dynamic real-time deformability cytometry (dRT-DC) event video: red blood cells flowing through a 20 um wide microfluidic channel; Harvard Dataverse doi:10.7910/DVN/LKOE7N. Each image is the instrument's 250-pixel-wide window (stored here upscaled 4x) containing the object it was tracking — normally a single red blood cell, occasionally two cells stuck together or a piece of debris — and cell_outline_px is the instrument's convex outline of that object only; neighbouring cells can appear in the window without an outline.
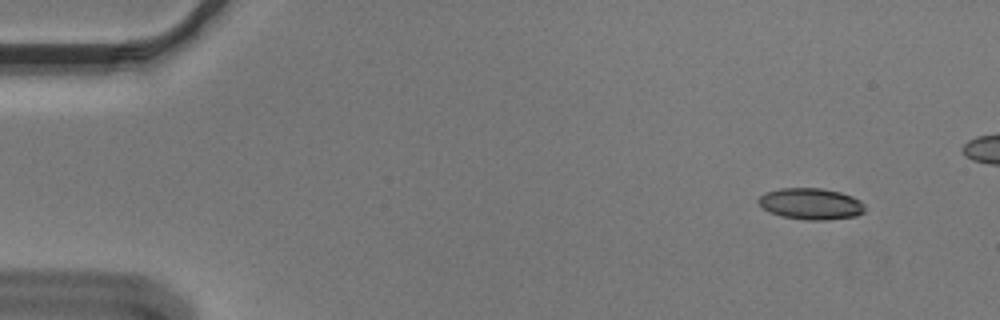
{"species": "Egyptian fruit bat (a non-hibernating species)", "species_latin": "Rousettus aegyptiacus", "temperature_condition": "cold", "stored_images_in_passage": 47, "camera_frame_rate_fps": 3000, "um_per_image_px": 0.085, "animal": {"sex": "male"}, "frame": {"image": 1, "passage_image": 2, "time_ms": 0.333, "image_size_px": [1000, 320], "cell_outline_px": [[864, 212], [856, 216], [828, 220], [808, 220], [780, 216], [768, 212], [756, 200], [764, 192], [780, 188], [820, 188], [840, 192], [852, 196], [860, 200], [864, 204]], "centroid_in_image_um": [68.91, 17.32], "position_along_channel_um": 16.1, "area_um2": 19.59}}
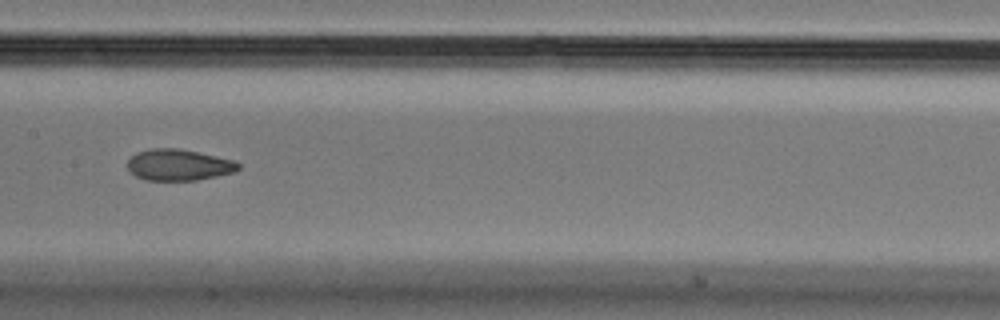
{"frame": {"image": 2, "passage_image": 25, "time_ms": 8.0, "image_size_px": [1000, 320], "cell_outline_px": [[240, 168], [236, 172], [196, 180], [144, 180], [136, 176], [128, 168], [128, 160], [136, 152], [152, 148], [176, 148], [236, 160], [240, 164]], "centroid_in_image_um": [15.21, 14.02], "position_along_channel_um": 192.2, "area_um2": 20.17}}
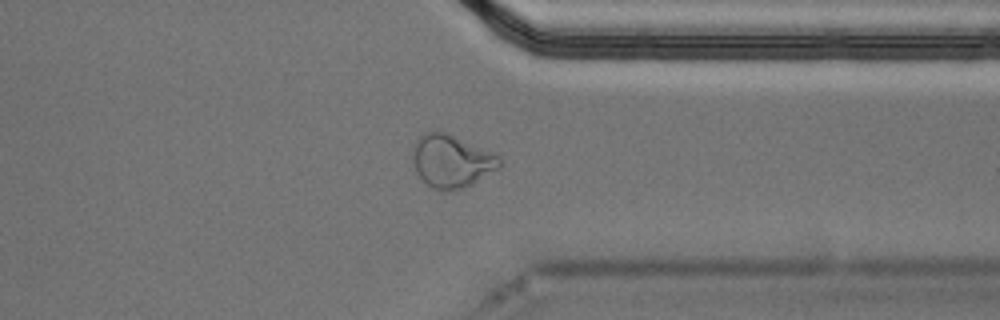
{"frame": {"image": 3, "passage_image": 40, "time_ms": 13.0, "image_size_px": [1000, 320], "cell_outline_px": [[500, 168], [472, 184], [464, 188], [452, 192], [440, 192], [432, 188], [416, 172], [412, 160], [412, 156], [416, 140], [424, 132], [448, 132], [500, 156]], "centroid_in_image_um": [38.38, 13.72], "position_along_channel_um": 373.0, "area_um2": 26.93}}